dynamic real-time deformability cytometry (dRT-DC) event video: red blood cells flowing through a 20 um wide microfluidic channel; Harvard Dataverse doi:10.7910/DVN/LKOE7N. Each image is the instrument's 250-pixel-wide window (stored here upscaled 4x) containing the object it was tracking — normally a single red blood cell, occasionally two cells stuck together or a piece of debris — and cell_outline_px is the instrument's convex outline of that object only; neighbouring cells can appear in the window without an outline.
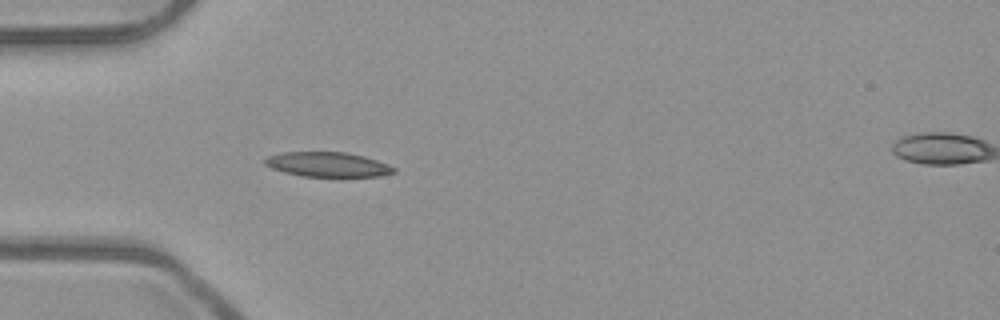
{"species": "common noctule bat (a hibernating species)", "species_latin": "Nyctalus noctula", "temperature_condition": "room temperature", "stored_images_in_passage": 4, "segment_of_instrument_passage": [1, 2], "camera_frame_rate_fps": 3000, "um_per_image_px": 0.085, "animal": {"sex": "male", "body_mass_g": 23.1, "forearm_length_mm": 52.7}, "frame": {"image": 1, "passage_image": 3, "time_ms": 0.667, "image_size_px": [1000, 320], "cell_outline_px": [[396, 172], [380, 176], [300, 176], [284, 172], [272, 168], [264, 164], [264, 160], [268, 156], [280, 152], [344, 152], [364, 156], [388, 164], [396, 168]], "centroid_in_image_um": [27.84, 13.97], "position_along_channel_um": 57.2, "area_um2": 18.5}}